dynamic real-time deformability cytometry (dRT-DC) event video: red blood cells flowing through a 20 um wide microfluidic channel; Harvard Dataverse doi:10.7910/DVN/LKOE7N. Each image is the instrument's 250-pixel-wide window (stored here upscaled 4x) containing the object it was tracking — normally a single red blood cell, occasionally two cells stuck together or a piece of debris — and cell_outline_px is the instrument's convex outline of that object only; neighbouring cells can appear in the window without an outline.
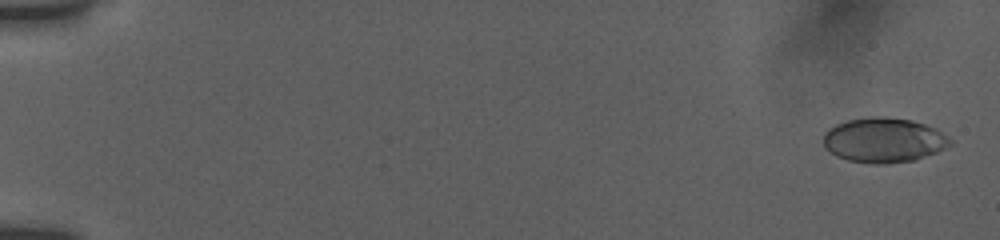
{"species": "human", "species_latin": "Homo sapiens", "temperature_condition": "room temperature", "stored_images_in_passage": 55, "camera_frame_rate_fps": 3000, "um_per_image_px": 0.085, "donor": {"sex": "female"}, "frame": {"image": 1, "passage_image": 2, "time_ms": 0.333, "image_size_px": [1000, 240], "cell_outline_px": [[952, 144], [936, 152], [916, 160], [888, 164], [872, 164], [848, 160], [836, 156], [828, 152], [824, 148], [824, 132], [828, 128], [836, 124], [848, 120], [872, 116], [888, 116], [912, 120], [936, 128], [952, 140]], "centroid_in_image_um": [75.1, 11.91], "position_along_channel_um": 9.9, "area_um2": 33.47}}
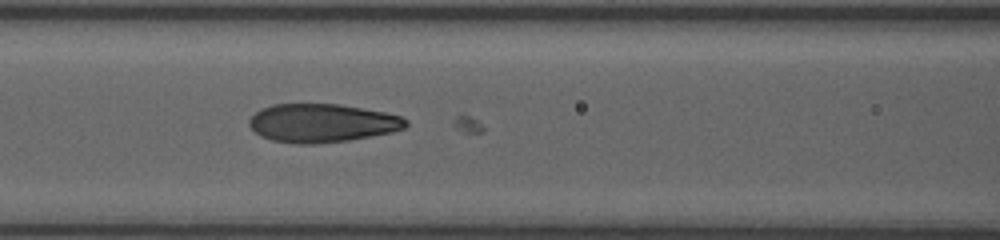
{"frame": {"image": 2, "passage_image": 26, "time_ms": 8.333, "image_size_px": [1000, 240], "cell_outline_px": [[408, 124], [404, 128], [392, 132], [348, 140], [316, 144], [292, 144], [272, 140], [260, 136], [248, 124], [248, 120], [260, 108], [272, 104], [340, 104], [384, 112], [400, 116], [408, 120]], "centroid_in_image_um": [27.35, 10.46], "position_along_channel_um": 139.3, "area_um2": 35.2}}
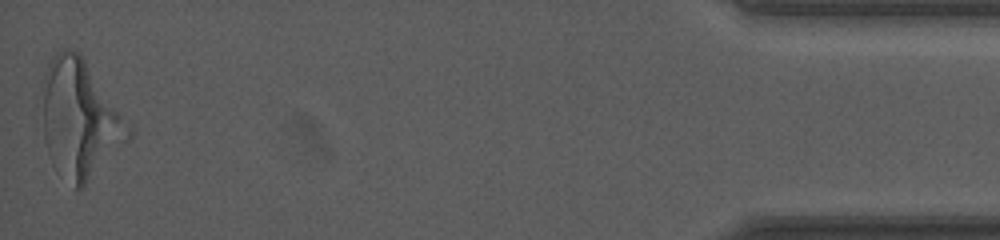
{"frame": {"image": 3, "passage_image": 55, "time_ms": 18.0, "image_size_px": [1000, 240], "cell_outline_px": [[132, 136], [80, 188], [76, 188], [48, 152], [44, 136], [44, 76], [48, 64], [52, 56], [56, 52], [64, 48], [68, 48], [80, 52], [132, 124]], "centroid_in_image_um": [6.85, 9.99], "position_along_channel_um": 428.4, "area_um2": 57.86}}